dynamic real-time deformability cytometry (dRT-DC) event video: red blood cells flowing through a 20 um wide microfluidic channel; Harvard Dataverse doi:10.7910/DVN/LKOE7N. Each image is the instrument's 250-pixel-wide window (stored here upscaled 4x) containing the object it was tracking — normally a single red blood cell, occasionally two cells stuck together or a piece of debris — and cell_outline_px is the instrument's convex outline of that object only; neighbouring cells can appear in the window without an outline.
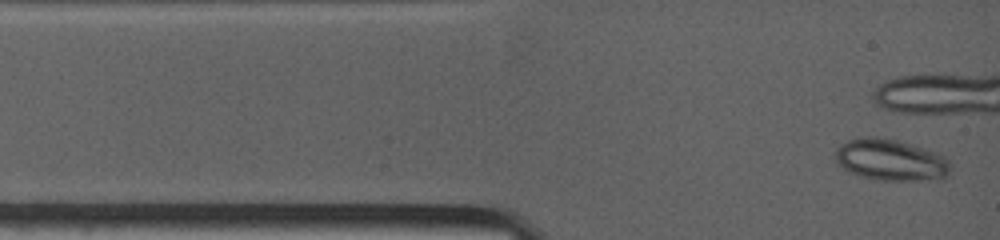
{"species": "common noctule bat (a hibernating species)", "species_latin": "Nyctalus noctula", "temperature_condition": "warm", "stored_images_in_passage": 1, "camera_frame_rate_fps": 4500, "um_per_image_px": 0.085, "animal": {"sex": "female", "body_mass_g": 19.0, "forearm_length_mm": 53.3}, "frame": {"image": 1, "passage_image": 1, "time_ms": 0.0, "image_size_px": [1000, 240], "cell_outline_px": [[952, 164], [948, 176], [944, 180], [880, 180], [860, 176], [848, 172], [836, 164], [832, 156], [832, 152], [840, 144], [848, 140], [868, 136], [872, 136], [896, 140], [936, 152], [944, 156]], "centroid_in_image_um": [75.68, 13.61], "position_along_channel_um": 9.3, "area_um2": 28.38}}